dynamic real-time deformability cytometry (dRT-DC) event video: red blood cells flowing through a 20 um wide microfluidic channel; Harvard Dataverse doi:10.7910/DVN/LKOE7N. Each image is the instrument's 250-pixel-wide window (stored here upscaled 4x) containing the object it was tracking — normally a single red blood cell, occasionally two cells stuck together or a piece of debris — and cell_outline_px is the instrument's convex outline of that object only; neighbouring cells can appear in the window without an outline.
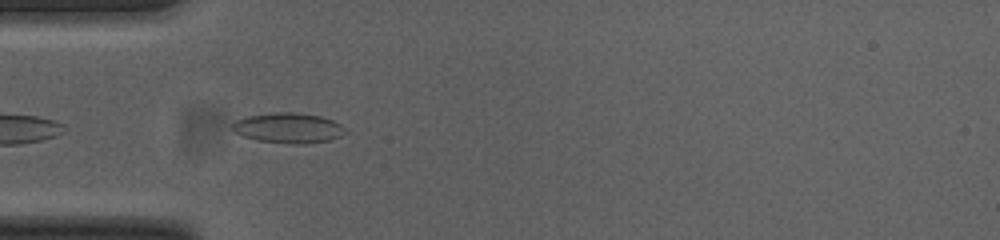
{"species": "common noctule bat (a hibernating species)", "species_latin": "Nyctalus noctula", "temperature_condition": "cold", "stored_images_in_passage": 7, "camera_frame_rate_fps": 3000, "um_per_image_px": 0.085, "animal": {"sex": "female", "body_mass_g": 23.0, "forearm_length_mm": 53.4}, "frame": {"image": 1, "passage_image": 3, "time_ms": 0.667, "image_size_px": [1000, 240], "cell_outline_px": [[348, 132], [340, 136], [328, 140], [300, 144], [292, 144], [256, 140], [244, 136], [236, 132], [232, 128], [232, 124], [236, 120], [248, 116], [276, 112], [292, 112], [320, 116], [332, 120], [340, 124]], "centroid_in_image_um": [24.51, 10.87], "position_along_channel_um": 60.5, "area_um2": 19.65}}